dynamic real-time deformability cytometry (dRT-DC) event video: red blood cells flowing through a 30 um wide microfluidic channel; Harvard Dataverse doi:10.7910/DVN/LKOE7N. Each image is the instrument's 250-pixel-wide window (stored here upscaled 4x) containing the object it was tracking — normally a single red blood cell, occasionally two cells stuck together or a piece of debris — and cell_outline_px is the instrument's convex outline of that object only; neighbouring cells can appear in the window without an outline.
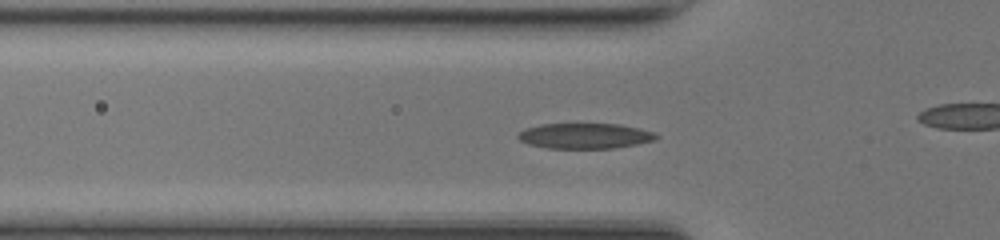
{"species": "common noctule bat (a hibernating species)", "species_latin": "Nyctalus noctula", "temperature_condition": "room temperature", "stored_images_in_passage": 43, "camera_frame_rate_fps": 3000, "um_per_image_px": 0.085, "animal": {"sex": "female", "body_mass_g": 17.0, "forearm_length_mm": 48.0}, "frame": {"image": 1, "passage_image": 9, "time_ms": 2.667, "image_size_px": [1000, 240], "cell_outline_px": [[660, 136], [656, 140], [616, 148], [548, 148], [528, 144], [520, 140], [516, 136], [524, 128], [540, 124], [620, 124], [640, 128], [652, 132]], "centroid_in_image_um": [49.72, 11.55], "position_along_channel_um": 76.1, "area_um2": 20.52}}
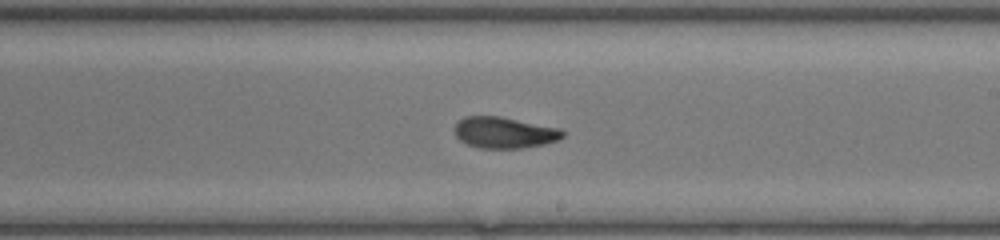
{"frame": {"image": 2, "passage_image": 21, "time_ms": 6.667, "image_size_px": [1000, 240], "cell_outline_px": [[564, 136], [556, 140], [544, 144], [520, 148], [480, 148], [468, 144], [460, 140], [456, 136], [452, 128], [456, 120], [464, 116], [500, 116], [560, 128], [564, 132]], "centroid_in_image_um": [42.8, 11.25], "position_along_channel_um": 246.2, "area_um2": 19.83}}
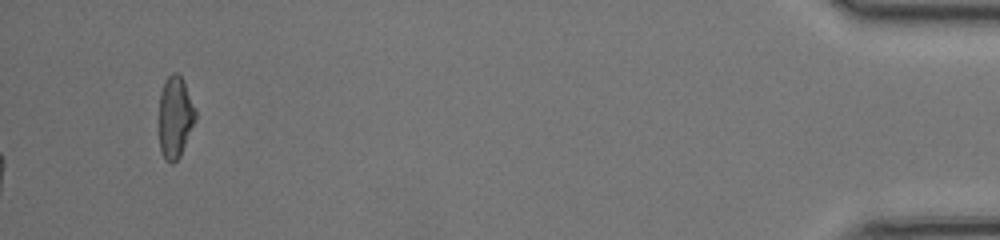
{"frame": {"image": 3, "passage_image": 43, "time_ms": 14.0, "image_size_px": [1000, 240], "cell_outline_px": [[196, 120], [180, 156], [172, 164], [164, 160], [160, 152], [160, 92], [168, 76], [172, 72], [176, 72], [180, 76], [196, 108]], "centroid_in_image_um": [14.89, 9.99], "position_along_channel_um": 420.3, "area_um2": 17.22}, "authors_computed_cell_mechanics": {"area_um2": 19.7676, "velocity_mm_per_s": 4.2433, "shape_relaxation_time_tau1_ms": 4.436, "shape_relaxation_time_tau2_ms": 1.7326, "deformation_change_tau1": 0.1977, "deformation_change_tau2": 0.0828}}